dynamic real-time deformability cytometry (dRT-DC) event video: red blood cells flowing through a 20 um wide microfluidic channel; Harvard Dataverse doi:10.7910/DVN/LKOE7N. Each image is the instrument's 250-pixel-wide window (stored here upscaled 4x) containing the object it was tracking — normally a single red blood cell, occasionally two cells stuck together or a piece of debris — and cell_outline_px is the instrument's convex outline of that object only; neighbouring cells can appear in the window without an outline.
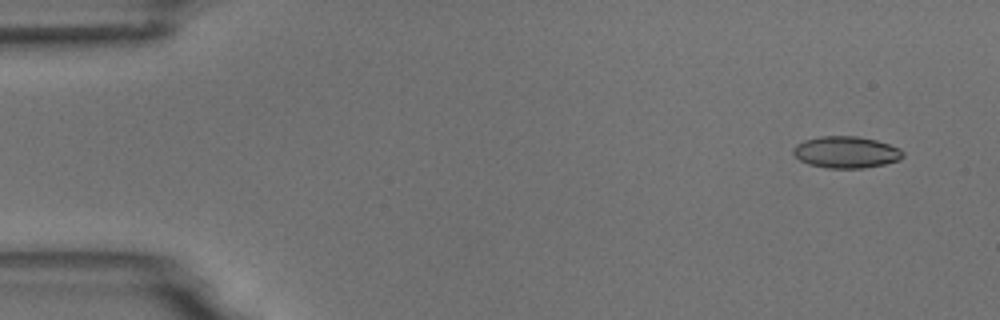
{"species": "common noctule bat (a hibernating species)", "species_latin": "Nyctalus noctula", "temperature_condition": "room temperature", "stored_images_in_passage": 9, "camera_frame_rate_fps": 3000, "um_per_image_px": 0.085, "animal": {"sex": "male", "body_mass_g": 18.8}, "frame": {"image": 1, "passage_image": 1, "time_ms": 0.0, "image_size_px": [1000, 320], "cell_outline_px": [[904, 156], [900, 160], [884, 164], [864, 168], [828, 168], [808, 164], [800, 160], [792, 152], [792, 148], [796, 144], [804, 140], [820, 136], [856, 136], [876, 140], [900, 148], [904, 152]], "centroid_in_image_um": [71.92, 12.93], "position_along_channel_um": 13.1, "area_um2": 20.35}}
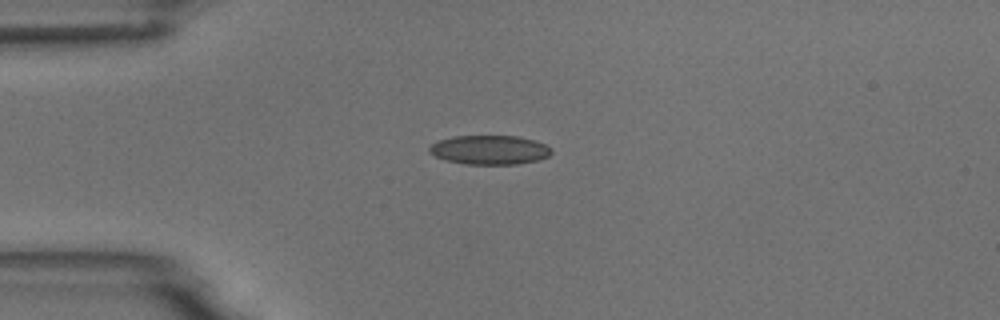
{"frame": {"image": 2, "passage_image": 4, "time_ms": 3.333, "image_size_px": [1000, 320], "cell_outline_px": [[552, 152], [548, 156], [536, 160], [516, 164], [464, 164], [444, 160], [428, 152], [428, 148], [432, 144], [440, 140], [452, 136], [516, 136], [536, 140], [552, 148]], "centroid_in_image_um": [41.6, 12.74], "position_along_channel_um": 43.4, "area_um2": 20.75}}
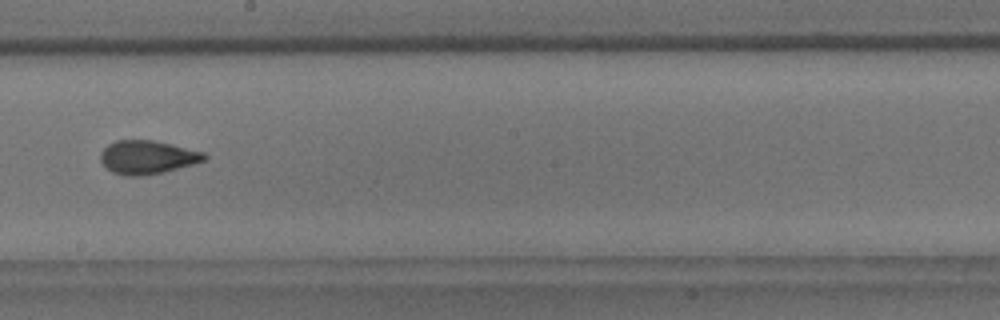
{"frame": {"image": 3, "passage_image": 9, "time_ms": 9.0, "image_size_px": [1000, 320], "cell_outline_px": [[208, 156], [204, 160], [192, 164], [160, 172], [140, 176], [124, 176], [112, 172], [100, 160], [100, 152], [108, 144], [116, 140], [152, 140], [172, 144], [204, 152]], "centroid_in_image_um": [12.49, 13.35], "position_along_channel_um": 235.7, "area_um2": 20.06}}